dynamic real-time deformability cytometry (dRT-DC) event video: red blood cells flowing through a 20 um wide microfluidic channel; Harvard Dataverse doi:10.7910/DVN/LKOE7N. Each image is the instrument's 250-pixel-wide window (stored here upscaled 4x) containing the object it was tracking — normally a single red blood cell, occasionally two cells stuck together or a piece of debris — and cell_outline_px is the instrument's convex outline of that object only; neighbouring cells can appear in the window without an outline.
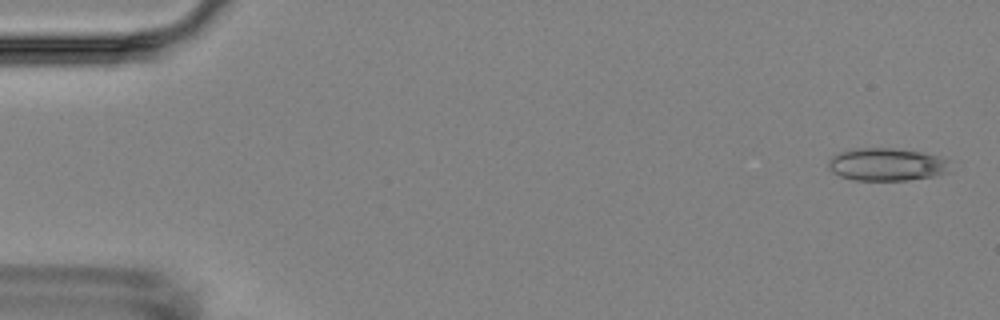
{"species": "Egyptian fruit bat (a non-hibernating species)", "species_latin": "Rousettus aegyptiacus", "temperature_condition": "room temperature", "stored_images_in_passage": 7, "camera_frame_rate_fps": 3000, "um_per_image_px": 0.085, "animal": {"sex": "female"}, "frame": {"image": 1, "passage_image": 1, "time_ms": 0.0, "image_size_px": [1000, 320], "cell_outline_px": [[948, 172], [932, 176], [908, 180], [852, 180], [840, 176], [832, 172], [828, 168], [828, 160], [832, 156], [840, 152], [856, 148], [892, 148], [924, 152], [940, 156], [948, 160]], "centroid_in_image_um": [75.34, 13.97], "position_along_channel_um": 9.7, "area_um2": 23.29}}
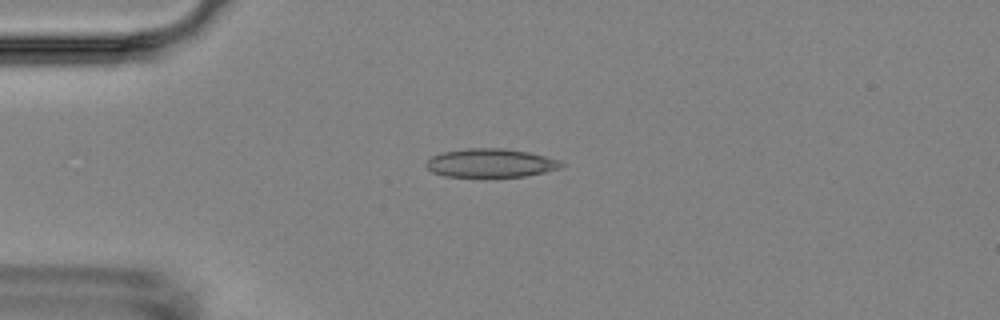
{"frame": {"image": 2, "passage_image": 4, "time_ms": 4.0, "image_size_px": [1000, 320], "cell_outline_px": [[564, 164], [560, 168], [544, 172], [524, 176], [444, 176], [432, 172], [424, 164], [432, 156], [444, 152], [468, 148], [504, 148], [528, 152], [560, 160]], "centroid_in_image_um": [41.7, 13.85], "position_along_channel_um": 43.3, "area_um2": 22.25}}